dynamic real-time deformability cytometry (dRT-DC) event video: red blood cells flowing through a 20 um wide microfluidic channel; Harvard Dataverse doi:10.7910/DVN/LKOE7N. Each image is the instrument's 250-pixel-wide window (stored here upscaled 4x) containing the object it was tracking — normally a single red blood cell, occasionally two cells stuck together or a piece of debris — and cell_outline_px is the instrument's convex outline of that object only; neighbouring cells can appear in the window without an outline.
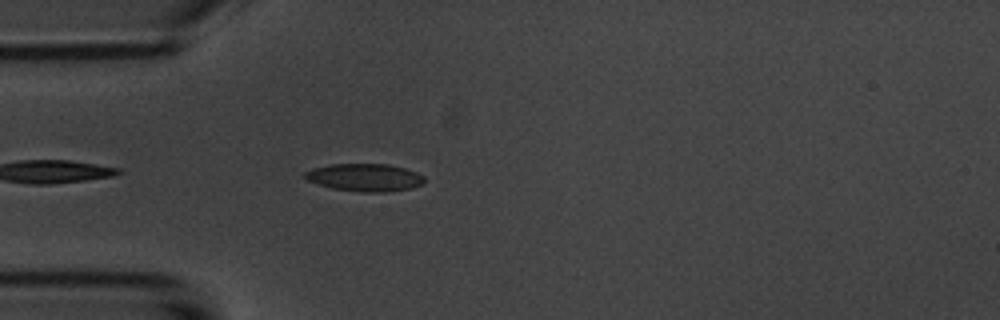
{"species": "common noctule bat (a hibernating species)", "species_latin": "Nyctalus noctula", "temperature_condition": "room temperature", "stored_images_in_passage": 5, "camera_frame_rate_fps": 3000, "um_per_image_px": 0.085, "animal": {"sex": "male", "body_mass_g": 20.1, "forearm_length_mm": 53.5}, "frame": {"image": 1, "passage_image": 5, "time_ms": 4.667, "image_size_px": [1000, 320], "cell_outline_px": [[424, 184], [412, 188], [384, 192], [364, 192], [332, 188], [308, 180], [304, 176], [304, 172], [312, 168], [328, 164], [388, 164], [404, 168], [416, 172], [424, 176]], "centroid_in_image_um": [31.02, 15.08], "position_along_channel_um": 54.0, "area_um2": 19.19}}